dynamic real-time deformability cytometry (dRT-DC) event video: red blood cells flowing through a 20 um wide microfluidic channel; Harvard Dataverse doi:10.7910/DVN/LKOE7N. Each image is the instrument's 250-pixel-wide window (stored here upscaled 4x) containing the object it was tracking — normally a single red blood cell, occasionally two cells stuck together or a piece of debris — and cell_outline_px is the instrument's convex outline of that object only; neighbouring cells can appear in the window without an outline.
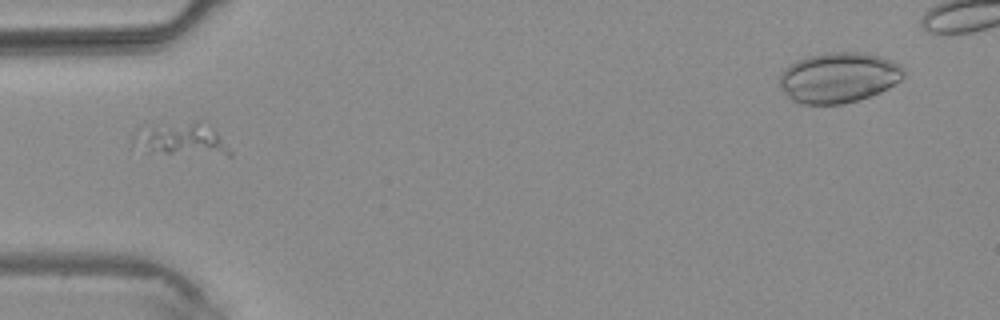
{"species": "common noctule bat (a hibernating species)", "species_latin": "Nyctalus noctula", "temperature_condition": "warm", "stored_images_in_passage": 3, "camera_frame_rate_fps": 3000, "um_per_image_px": 0.085, "animal": {"sex": "male", "body_mass_g": 20.4}, "frame": {"image": 1, "passage_image": 2, "time_ms": 1.333, "image_size_px": [1000, 320], "cell_outline_px": [[232, 156], [228, 156], [144, 152], [132, 140], [132, 136], [136, 128], [196, 120], [208, 124], [220, 136], [232, 152]], "centroid_in_image_um": [15.41, 11.84], "position_along_channel_um": 69.6, "area_um2": 18.73}}
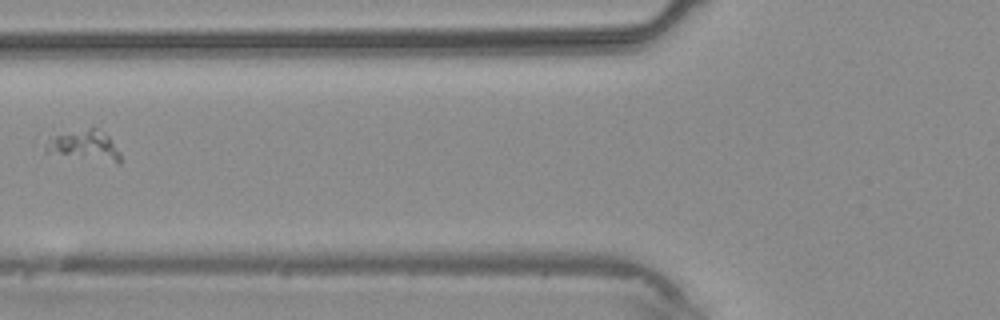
{"frame": {"image": 2, "passage_image": 3, "time_ms": 2.333, "image_size_px": [1000, 320], "cell_outline_px": [[120, 164], [44, 152], [44, 144], [48, 140], [56, 136], [92, 128], [96, 128], [108, 136], [120, 152]], "centroid_in_image_um": [7.2, 12.41], "position_along_channel_um": 118.6, "area_um2": 12.72}}